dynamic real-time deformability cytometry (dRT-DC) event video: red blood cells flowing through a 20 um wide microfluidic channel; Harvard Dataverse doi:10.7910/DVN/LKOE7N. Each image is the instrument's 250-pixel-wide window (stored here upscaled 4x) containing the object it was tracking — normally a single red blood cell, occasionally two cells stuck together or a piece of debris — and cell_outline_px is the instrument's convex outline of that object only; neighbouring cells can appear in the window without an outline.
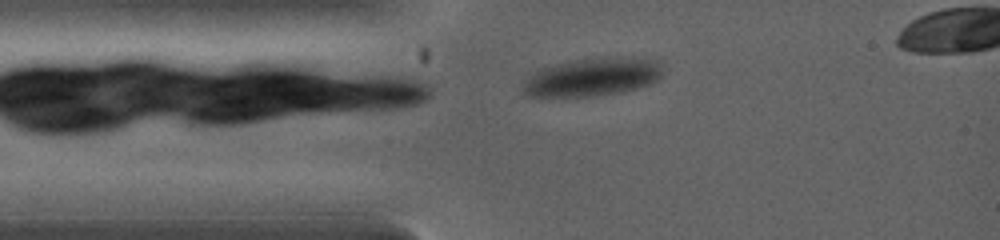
{"species": "common noctule bat (a hibernating species)", "species_latin": "Nyctalus noctula", "temperature_condition": "warm", "stored_images_in_passage": 21, "camera_frame_rate_fps": 5000, "um_per_image_px": 0.085, "animal": {"sex": "female", "body_mass_g": 19.0, "forearm_length_mm": 53.3}, "frame": {"image": 1, "passage_image": 1, "time_ms": 0.0, "image_size_px": [1000, 240], "cell_outline_px": [[664, 76], [660, 80], [636, 88], [620, 92], [588, 96], [528, 96], [520, 88], [524, 80], [528, 76], [540, 68], [580, 60], [660, 60], [664, 72]], "centroid_in_image_um": [50.33, 6.6], "position_along_channel_um": 34.7, "area_um2": 29.88}}
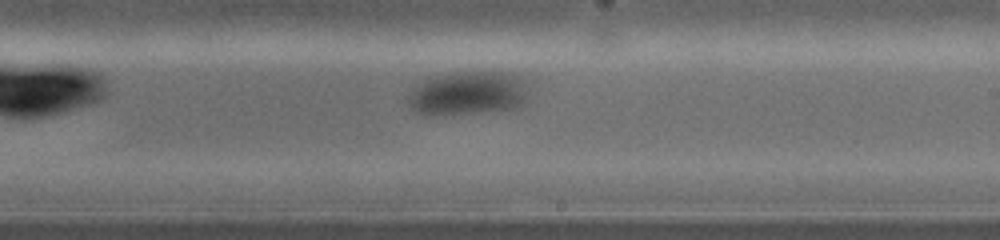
{"frame": {"image": 2, "passage_image": 11, "time_ms": 4.0, "image_size_px": [1000, 240], "cell_outline_px": [[532, 80], [528, 96], [524, 104], [520, 108], [492, 112], [416, 112], [408, 104], [408, 92], [412, 84], [428, 76], [456, 72], [500, 72], [520, 76]], "centroid_in_image_um": [39.88, 7.87], "position_along_channel_um": 249.1, "area_um2": 31.39}}
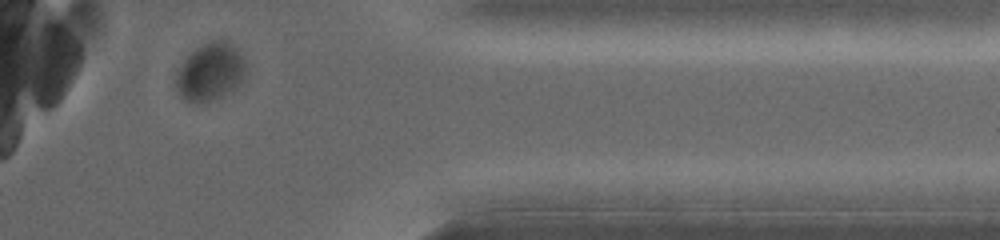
{"frame": {"image": 3, "passage_image": 18, "time_ms": 6.8, "image_size_px": [1000, 240], "cell_outline_px": [[248, 72], [236, 88], [232, 92], [224, 96], [200, 104], [184, 100], [176, 92], [176, 72], [180, 64], [196, 48], [212, 40], [224, 40], [232, 44], [244, 56]], "centroid_in_image_um": [17.9, 6.14], "position_along_channel_um": 393.5, "area_um2": 24.04}}